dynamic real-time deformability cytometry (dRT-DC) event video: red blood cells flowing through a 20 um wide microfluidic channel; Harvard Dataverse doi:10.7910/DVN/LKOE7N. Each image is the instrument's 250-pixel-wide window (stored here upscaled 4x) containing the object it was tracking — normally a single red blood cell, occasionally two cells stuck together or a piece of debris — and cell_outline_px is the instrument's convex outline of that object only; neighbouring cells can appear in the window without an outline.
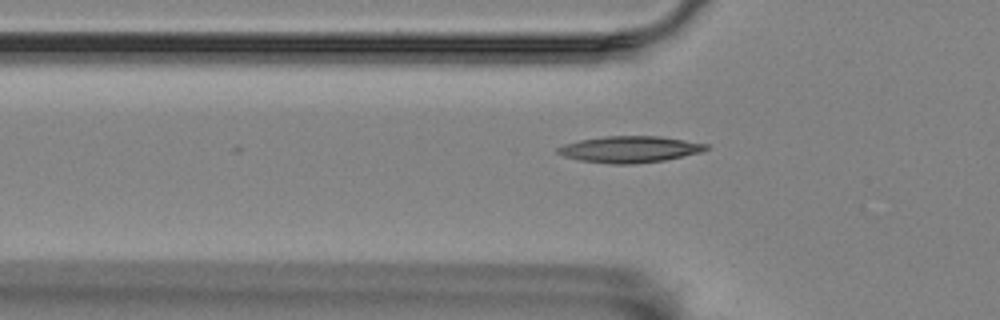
{"species": "Egyptian fruit bat (a non-hibernating species)", "species_latin": "Rousettus aegyptiacus", "temperature_condition": "room temperature", "stored_images_in_passage": 6, "segment_of_instrument_passage": [2, 2], "camera_frame_rate_fps": 3000, "um_per_image_px": 0.085, "animal": {"sex": "female"}, "frame": {"image": 1, "passage_image": 6, "time_ms": 1.667, "image_size_px": [1000, 320], "cell_outline_px": [[708, 148], [700, 152], [664, 160], [632, 164], [612, 164], [580, 160], [564, 156], [556, 152], [556, 148], [564, 144], [580, 140], [604, 136], [660, 136], [708, 144]], "centroid_in_image_um": [53.5, 12.68], "position_along_channel_um": 72.3, "area_um2": 22.66}}